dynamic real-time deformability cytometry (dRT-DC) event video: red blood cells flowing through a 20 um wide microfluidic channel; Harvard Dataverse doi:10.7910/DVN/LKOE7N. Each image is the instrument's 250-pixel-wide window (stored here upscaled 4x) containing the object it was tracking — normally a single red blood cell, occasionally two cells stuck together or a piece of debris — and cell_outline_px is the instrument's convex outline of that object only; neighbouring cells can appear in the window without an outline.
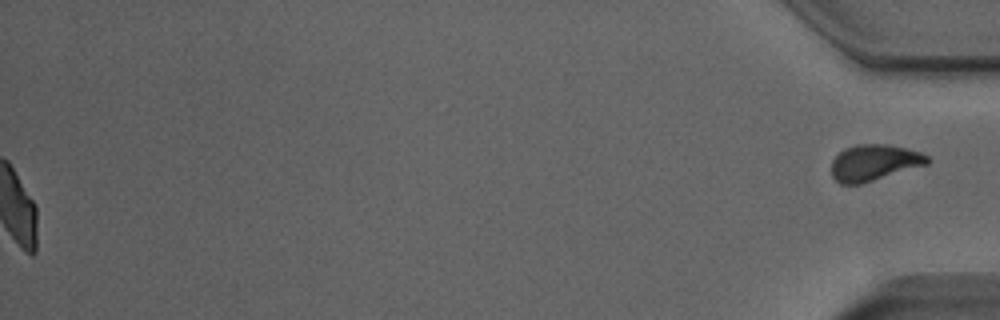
{"species": "Egyptian fruit bat (a non-hibernating species)", "species_latin": "Rousettus aegyptiacus", "temperature_condition": "room temperature", "stored_images_in_passage": 53, "segment_of_instrument_passage": [2, 2], "camera_frame_rate_fps": 3000, "um_per_image_px": 0.085, "animal": {"sex": "male"}, "frame": {"image": 1, "passage_image": 53, "time_ms": 17.333, "image_size_px": [1000, 320], "cell_outline_px": [[932, 160], [928, 164], [860, 184], [840, 184], [832, 176], [832, 160], [844, 148], [856, 144], [888, 144], [920, 152], [928, 156]], "centroid_in_image_um": [74.3, 13.82], "position_along_channel_um": 360.9, "area_um2": 20.17}}